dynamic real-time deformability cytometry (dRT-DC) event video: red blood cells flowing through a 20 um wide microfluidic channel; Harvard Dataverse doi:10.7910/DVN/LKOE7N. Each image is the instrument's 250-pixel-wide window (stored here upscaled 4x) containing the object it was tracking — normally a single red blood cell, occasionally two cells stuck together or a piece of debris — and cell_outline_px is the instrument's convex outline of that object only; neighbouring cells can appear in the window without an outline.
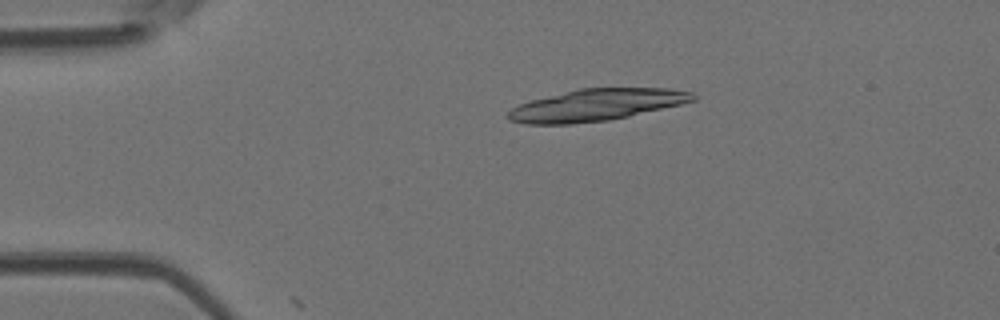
{"species": "Egyptian fruit bat (a non-hibernating species)", "species_latin": "Rousettus aegyptiacus", "temperature_condition": "room temperature", "stored_images_in_passage": 4, "camera_frame_rate_fps": 3000, "um_per_image_px": 0.085, "animal": {"sex": "female"}, "frame": {"image": 1, "passage_image": 2, "time_ms": 0.333, "image_size_px": [1000, 320], "cell_outline_px": [[696, 100], [680, 104], [628, 116], [608, 120], [572, 124], [524, 124], [508, 120], [504, 116], [512, 108], [520, 104], [532, 100], [580, 88], [668, 88], [692, 92], [696, 96]], "centroid_in_image_um": [50.66, 8.93], "position_along_channel_um": 34.3, "area_um2": 34.1}}